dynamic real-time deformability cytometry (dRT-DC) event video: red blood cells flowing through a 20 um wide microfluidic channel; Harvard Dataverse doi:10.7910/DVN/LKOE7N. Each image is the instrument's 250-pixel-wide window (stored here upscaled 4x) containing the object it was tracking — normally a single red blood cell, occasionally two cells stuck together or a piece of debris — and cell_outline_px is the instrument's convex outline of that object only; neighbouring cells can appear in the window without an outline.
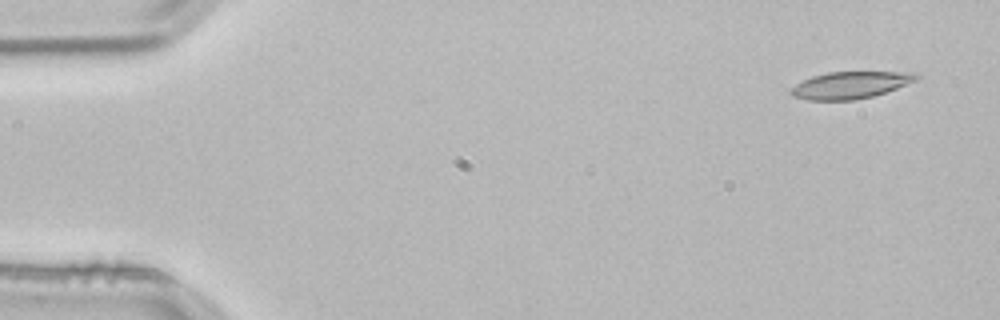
{"species": "common noctule bat (a hibernating species)", "species_latin": "Nyctalus noctula", "temperature_condition": "room temperature", "stored_images_in_passage": 3, "camera_frame_rate_fps": 3000, "um_per_image_px": 0.085, "animal": {"sex": "male", "body_mass_g": 21.5, "forearm_length_mm": 52.0}, "frame": {"image": 1, "passage_image": 1, "time_ms": 0.0, "image_size_px": [1000, 320], "cell_outline_px": [[920, 76], [916, 80], [896, 88], [872, 96], [852, 100], [808, 100], [792, 96], [788, 92], [788, 88], [812, 76], [828, 72], [916, 72]], "centroid_in_image_um": [72.23, 7.23], "position_along_channel_um": 12.8, "area_um2": 19.65}}
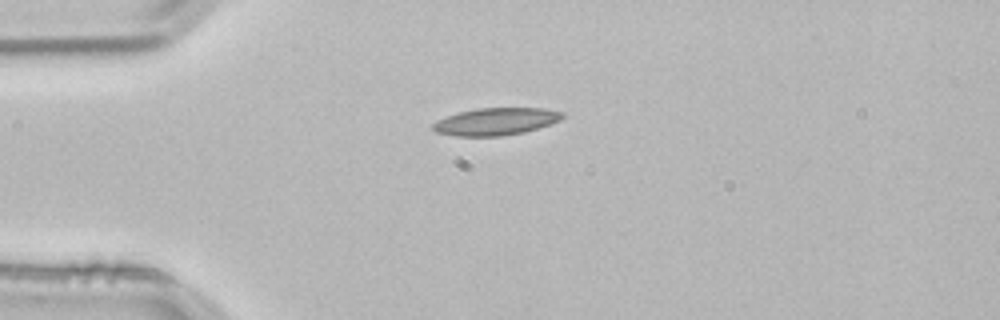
{"frame": {"image": 2, "passage_image": 3, "time_ms": 0.667, "image_size_px": [1000, 320], "cell_outline_px": [[564, 116], [560, 120], [524, 132], [500, 136], [456, 136], [436, 132], [432, 128], [432, 124], [436, 120], [460, 112], [476, 108], [544, 108], [564, 112]], "centroid_in_image_um": [42.13, 10.32], "position_along_channel_um": 42.9, "area_um2": 20.46}}